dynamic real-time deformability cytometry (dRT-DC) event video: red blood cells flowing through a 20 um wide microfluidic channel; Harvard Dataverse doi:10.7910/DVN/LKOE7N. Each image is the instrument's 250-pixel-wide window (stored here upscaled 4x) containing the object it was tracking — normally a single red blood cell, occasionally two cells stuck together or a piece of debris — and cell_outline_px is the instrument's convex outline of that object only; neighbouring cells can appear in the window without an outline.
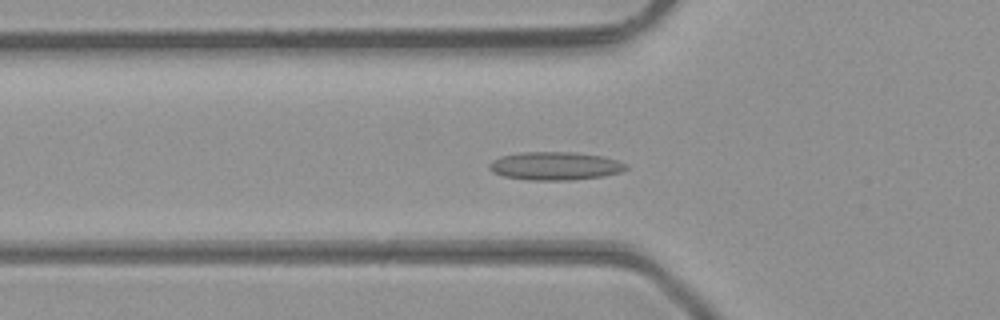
{"species": "common noctule bat (a hibernating species)", "species_latin": "Nyctalus noctula", "temperature_condition": "room temperature", "stored_images_in_passage": 47, "camera_frame_rate_fps": 3000, "um_per_image_px": 0.085, "animal": {"sex": "male", "body_mass_g": 23.1, "forearm_length_mm": 52.7}, "frame": {"image": 1, "passage_image": 16, "time_ms": 5.0, "image_size_px": [1000, 320], "cell_outline_px": [[628, 168], [620, 172], [604, 176], [572, 180], [528, 180], [504, 176], [492, 172], [488, 168], [488, 164], [492, 160], [500, 156], [520, 152], [576, 152], [600, 156], [616, 160], [628, 164]], "centroid_in_image_um": [47.16, 14.1], "position_along_channel_um": 78.6, "area_um2": 22.6}}
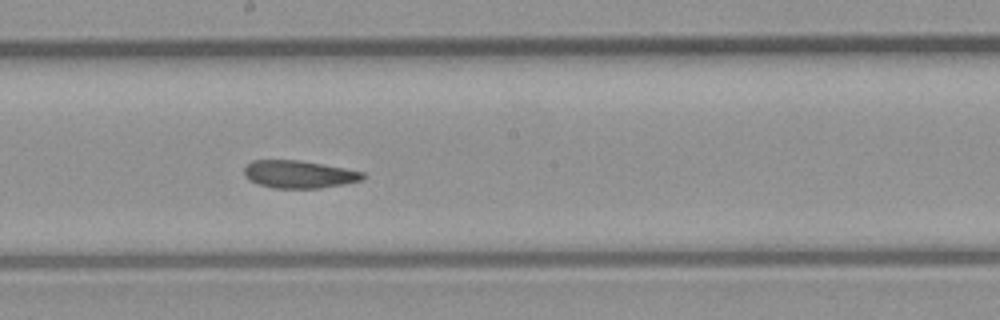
{"frame": {"image": 2, "passage_image": 26, "time_ms": 8.333, "image_size_px": [1000, 320], "cell_outline_px": [[364, 176], [360, 180], [344, 184], [320, 188], [272, 188], [248, 180], [244, 176], [244, 164], [252, 160], [300, 160], [344, 168], [364, 172]], "centroid_in_image_um": [25.35, 14.81], "position_along_channel_um": 222.9, "area_um2": 19.13}}
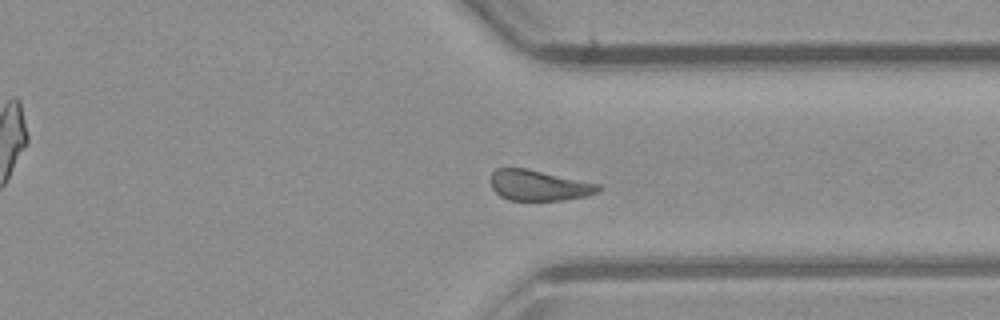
{"frame": {"image": 3, "passage_image": 36, "time_ms": 11.667, "image_size_px": [1000, 320], "cell_outline_px": [[604, 188], [588, 196], [564, 200], [508, 200], [500, 196], [492, 188], [492, 172], [496, 168], [524, 168], [600, 184]], "centroid_in_image_um": [45.83, 15.77], "position_along_channel_um": 365.6, "area_um2": 19.07}, "authors_computed_cell_mechanics": {"area_um2": 20.1144, "velocity_mm_per_s": 4.2945, "shape_relaxation_time_tau1_ms": null, "shape_relaxation_time_tau2_ms": 2.6367, "deformation_change_tau1": null, "deformation_change_tau2": 0.0863}}